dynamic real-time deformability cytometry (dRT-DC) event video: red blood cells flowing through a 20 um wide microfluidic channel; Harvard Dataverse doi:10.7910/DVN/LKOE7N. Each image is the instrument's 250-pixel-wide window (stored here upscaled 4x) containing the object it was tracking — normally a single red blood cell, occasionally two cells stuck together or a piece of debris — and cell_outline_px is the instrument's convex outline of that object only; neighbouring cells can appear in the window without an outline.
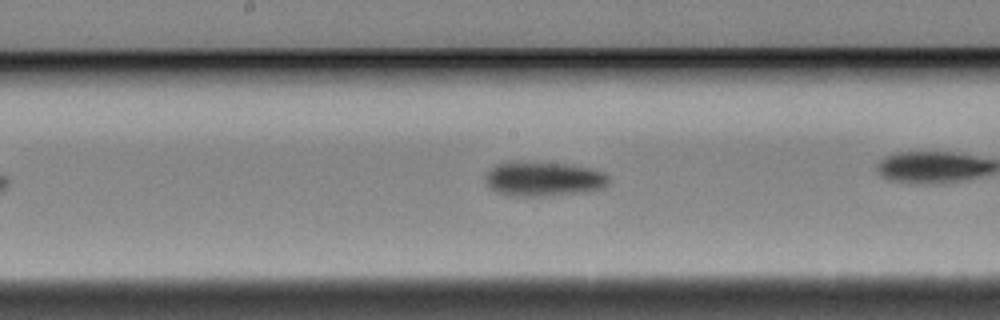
{"species": "Egyptian fruit bat (a non-hibernating species)", "species_latin": "Rousettus aegyptiacus", "temperature_condition": "cold", "stored_images_in_passage": 39, "camera_frame_rate_fps": 3000, "um_per_image_px": 0.085, "animal": {"sex": "female"}, "frame": {"image": 1, "passage_image": 23, "time_ms": 7.333, "image_size_px": [1000, 320], "cell_outline_px": [[608, 184], [604, 188], [592, 192], [548, 196], [508, 196], [496, 192], [488, 184], [488, 172], [496, 164], [568, 164], [592, 168], [604, 172], [608, 176]], "centroid_in_image_um": [46.34, 15.27], "position_along_channel_um": 201.9, "area_um2": 24.28}}
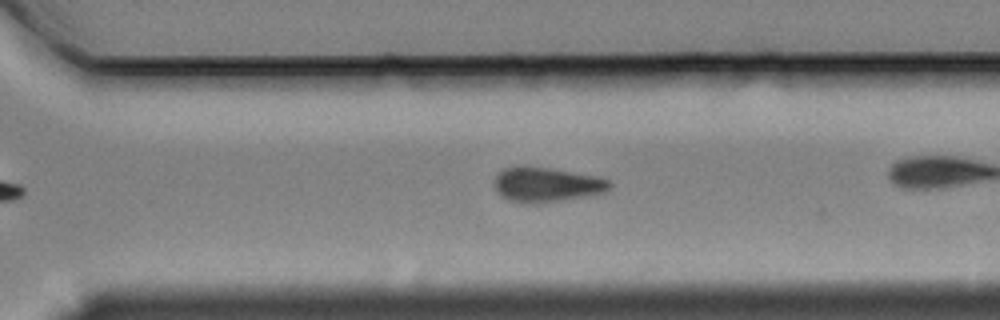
{"frame": {"image": 2, "passage_image": 34, "time_ms": 11.0, "image_size_px": [1000, 320], "cell_outline_px": [[612, 184], [604, 192], [584, 196], [536, 204], [524, 204], [508, 200], [500, 196], [496, 192], [496, 176], [504, 168], [520, 164], [524, 164], [548, 168], [592, 176], [608, 180]], "centroid_in_image_um": [46.36, 15.69], "position_along_channel_um": 324.2, "area_um2": 23.18}}